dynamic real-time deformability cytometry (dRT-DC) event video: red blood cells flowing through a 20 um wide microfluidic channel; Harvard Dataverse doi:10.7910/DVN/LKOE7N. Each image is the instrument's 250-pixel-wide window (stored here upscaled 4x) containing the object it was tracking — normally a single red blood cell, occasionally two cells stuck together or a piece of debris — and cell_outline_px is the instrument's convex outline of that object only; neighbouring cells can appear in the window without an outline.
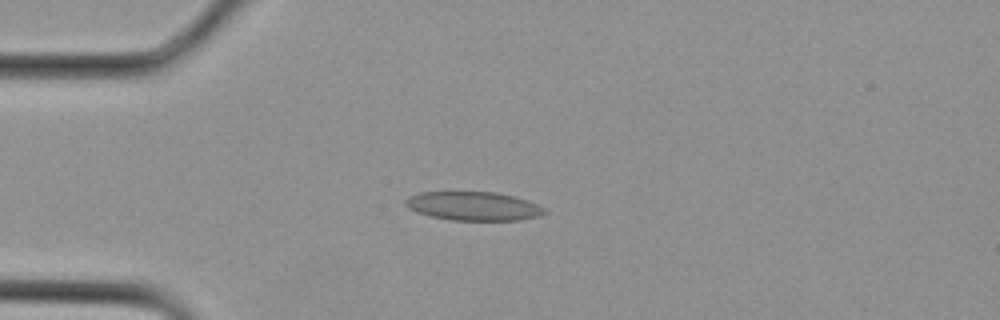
{"species": "Egyptian fruit bat (a non-hibernating species)", "species_latin": "Rousettus aegyptiacus", "temperature_condition": "cold", "stored_images_in_passage": 1, "camera_frame_rate_fps": 3000, "um_per_image_px": 0.085, "animal": {"sex": "female"}, "frame": {"image": 1, "passage_image": 1, "time_ms": 0.0, "image_size_px": [1000, 320], "cell_outline_px": [[548, 212], [540, 216], [520, 220], [452, 220], [432, 216], [416, 212], [408, 208], [404, 204], [404, 200], [408, 196], [420, 192], [496, 192], [528, 200], [544, 208]], "centroid_in_image_um": [40.23, 17.51], "position_along_channel_um": 44.8, "area_um2": 23.35}}